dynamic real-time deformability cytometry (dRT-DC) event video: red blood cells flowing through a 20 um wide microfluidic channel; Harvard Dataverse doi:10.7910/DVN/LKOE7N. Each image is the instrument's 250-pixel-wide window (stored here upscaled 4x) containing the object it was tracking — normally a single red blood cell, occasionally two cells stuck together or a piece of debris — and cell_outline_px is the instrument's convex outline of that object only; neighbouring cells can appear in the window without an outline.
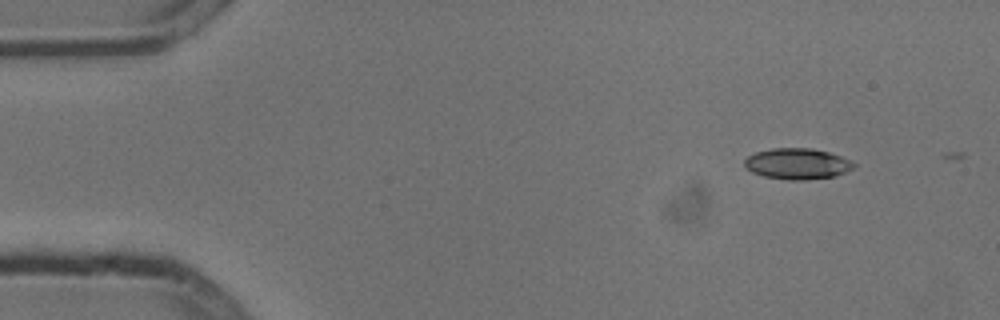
{"species": "common noctule bat (a hibernating species)", "species_latin": "Nyctalus noctula", "temperature_condition": "cold", "stored_images_in_passage": 3, "camera_frame_rate_fps": 3000, "um_per_image_px": 0.085, "animal": {"sex": "male", "body_mass_g": 13.3}, "frame": {"image": 1, "passage_image": 1, "time_ms": 0.0, "image_size_px": [1000, 320], "cell_outline_px": [[856, 168], [836, 176], [804, 180], [788, 180], [764, 176], [752, 172], [744, 168], [744, 160], [748, 156], [756, 152], [772, 148], [812, 148], [828, 152], [840, 156], [856, 164]], "centroid_in_image_um": [67.77, 13.92], "position_along_channel_um": 17.2, "area_um2": 19.83}}
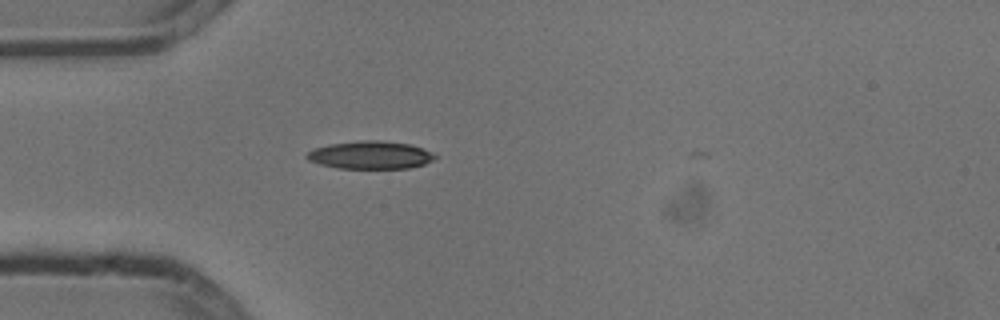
{"frame": {"image": 2, "passage_image": 3, "time_ms": 0.667, "image_size_px": [1000, 320], "cell_outline_px": [[436, 156], [432, 160], [424, 164], [408, 168], [340, 168], [320, 164], [308, 160], [304, 156], [308, 152], [316, 148], [332, 144], [364, 140], [380, 140], [408, 144], [432, 152]], "centroid_in_image_um": [31.47, 13.18], "position_along_channel_um": 53.5, "area_um2": 20.4}}